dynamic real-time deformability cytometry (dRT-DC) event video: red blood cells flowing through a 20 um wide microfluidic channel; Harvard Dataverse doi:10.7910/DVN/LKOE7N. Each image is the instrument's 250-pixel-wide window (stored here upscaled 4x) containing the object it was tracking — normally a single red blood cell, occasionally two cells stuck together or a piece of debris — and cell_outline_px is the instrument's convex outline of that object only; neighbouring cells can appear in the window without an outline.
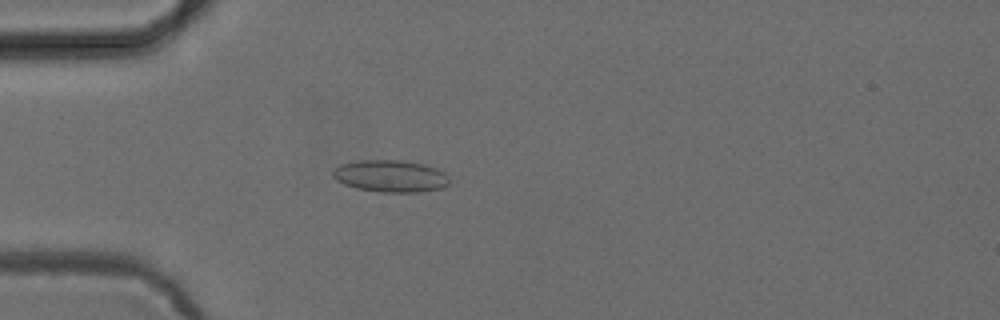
{"species": "common noctule bat (a hibernating species)", "species_latin": "Nyctalus noctula", "temperature_condition": "cold", "stored_images_in_passage": 52, "camera_frame_rate_fps": 3000, "um_per_image_px": 0.085, "animal": {"sex": "female", "body_mass_g": 24.6, "forearm_length_mm": 56.2}, "frame": {"image": 1, "passage_image": 15, "time_ms": 4.667, "image_size_px": [1000, 320], "cell_outline_px": [[448, 184], [440, 188], [420, 192], [380, 192], [356, 188], [344, 184], [336, 180], [332, 176], [332, 172], [340, 164], [360, 160], [400, 160], [424, 164], [436, 168], [444, 172], [448, 176]], "centroid_in_image_um": [33.18, 14.96], "position_along_channel_um": 51.8, "area_um2": 21.73}}
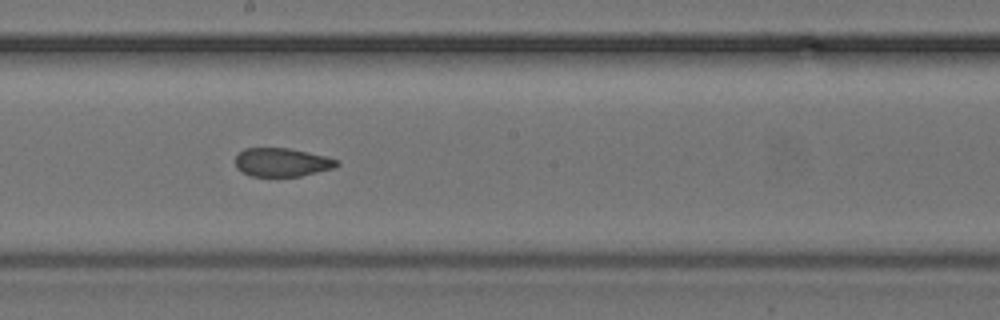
{"frame": {"image": 2, "passage_image": 29, "time_ms": 9.333, "image_size_px": [1000, 320], "cell_outline_px": [[340, 164], [332, 168], [300, 176], [248, 176], [236, 168], [236, 156], [244, 148], [288, 148], [308, 152], [340, 160]], "centroid_in_image_um": [23.94, 13.79], "position_along_channel_um": 224.3, "area_um2": 16.82}}
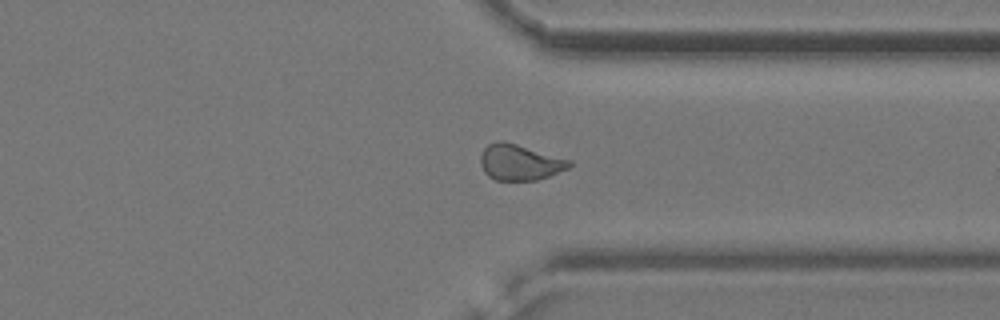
{"frame": {"image": 3, "passage_image": 40, "time_ms": 13.0, "image_size_px": [1000, 320], "cell_outline_px": [[572, 164], [568, 168], [548, 176], [536, 180], [496, 180], [488, 176], [484, 172], [480, 164], [480, 156], [484, 148], [488, 144], [496, 140], [504, 140], [572, 160]], "centroid_in_image_um": [44.16, 13.78], "position_along_channel_um": 367.2, "area_um2": 18.67}, "authors_computed_cell_mechanics": {"area_um2": 18.785, "velocity_mm_per_s": 3.9131, "shape_relaxation_time_tau1_ms": null, "shape_relaxation_time_tau2_ms": 1.5282, "deformation_change_tau1": null, "deformation_change_tau2": 0.0664}}